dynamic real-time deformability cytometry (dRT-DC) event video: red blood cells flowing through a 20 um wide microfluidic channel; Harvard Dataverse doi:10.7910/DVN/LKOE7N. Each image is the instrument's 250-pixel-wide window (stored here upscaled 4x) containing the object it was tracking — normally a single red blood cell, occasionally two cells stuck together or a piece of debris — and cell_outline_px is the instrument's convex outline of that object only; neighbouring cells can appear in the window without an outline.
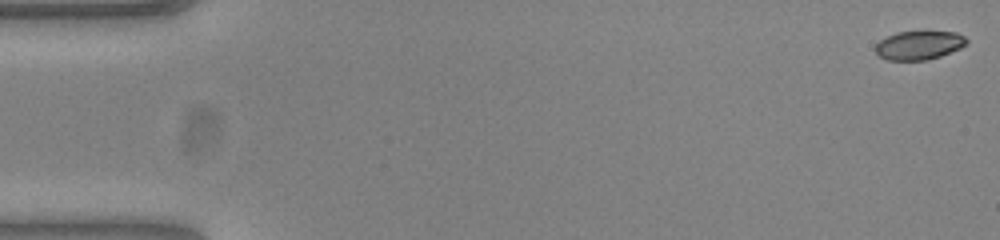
{"species": "common noctule bat (a hibernating species)", "species_latin": "Nyctalus noctula", "temperature_condition": "warm", "stored_images_in_passage": 53, "camera_frame_rate_fps": 3000, "um_per_image_px": 0.085, "animal": {"sex": "female", "body_mass_g": 23.0, "forearm_length_mm": 53.4}, "frame": {"image": 1, "passage_image": 1, "time_ms": 0.0, "image_size_px": [1000, 240], "cell_outline_px": [[968, 44], [960, 48], [940, 56], [924, 60], [888, 60], [880, 56], [876, 52], [876, 44], [880, 40], [896, 32], [956, 32], [964, 36], [968, 40]], "centroid_in_image_um": [78.14, 3.84], "position_along_channel_um": 6.9, "area_um2": 15.09}}
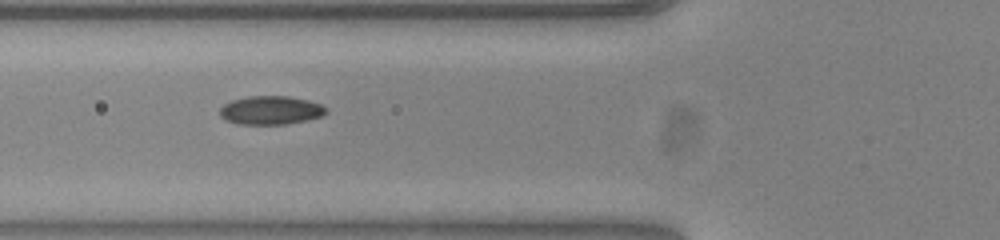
{"frame": {"image": 2, "passage_image": 20, "time_ms": 6.333, "image_size_px": [1000, 240], "cell_outline_px": [[328, 112], [324, 116], [284, 124], [236, 124], [224, 120], [220, 116], [220, 108], [224, 104], [232, 100], [248, 96], [288, 96], [308, 100], [320, 104], [328, 108]], "centroid_in_image_um": [23.01, 9.37], "position_along_channel_um": 102.8, "area_um2": 17.8}}
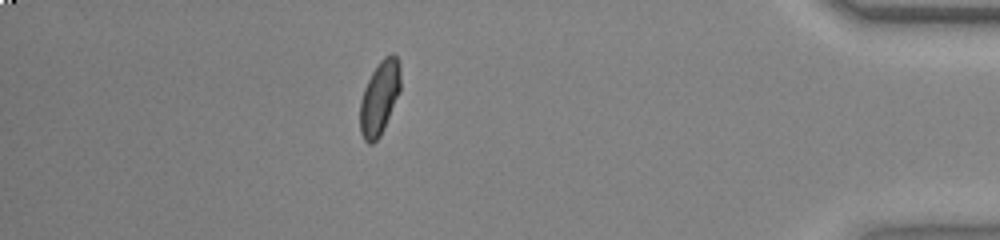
{"frame": {"image": 3, "passage_image": 47, "time_ms": 15.333, "image_size_px": [1000, 240], "cell_outline_px": [[400, 92], [384, 128], [380, 136], [372, 144], [368, 144], [364, 140], [360, 132], [360, 100], [364, 88], [372, 72], [380, 60], [384, 56], [392, 52], [396, 56], [400, 64]], "centroid_in_image_um": [32.26, 8.3], "position_along_channel_um": 402.9, "area_um2": 17.57}, "authors_computed_cell_mechanics": {"area_um2": 17.1666, "velocity_mm_per_s": 3.8586, "shape_relaxation_time_tau1_ms": 10.0926, "shape_relaxation_time_tau2_ms": 1.4955, "deformation_change_tau1": 0.2302, "deformation_change_tau2": 0.0476}}